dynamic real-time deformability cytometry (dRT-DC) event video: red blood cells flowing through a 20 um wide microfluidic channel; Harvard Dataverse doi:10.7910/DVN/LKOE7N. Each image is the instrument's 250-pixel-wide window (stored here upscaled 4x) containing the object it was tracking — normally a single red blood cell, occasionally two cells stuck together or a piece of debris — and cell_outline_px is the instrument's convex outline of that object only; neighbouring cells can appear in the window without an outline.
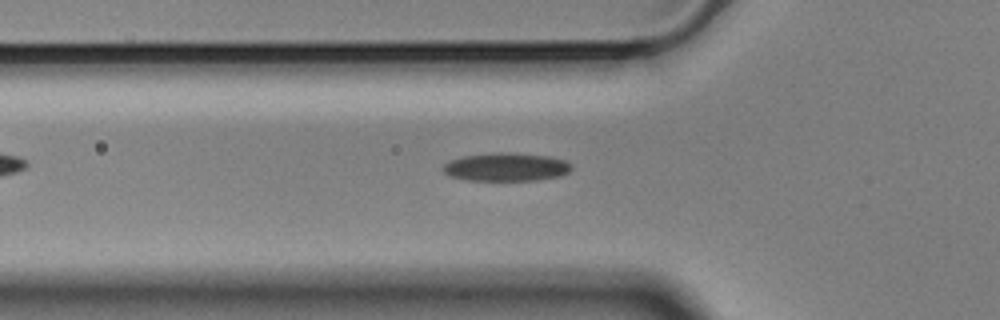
{"species": "Egyptian fruit bat (a non-hibernating species)", "species_latin": "Rousettus aegyptiacus", "temperature_condition": "cold", "stored_images_in_passage": 50, "camera_frame_rate_fps": 3000, "um_per_image_px": 0.085, "animal": {"sex": "male"}, "frame": {"image": 1, "passage_image": 18, "time_ms": 5.667, "image_size_px": [1000, 320], "cell_outline_px": [[572, 168], [568, 172], [560, 176], [536, 180], [468, 180], [448, 176], [440, 168], [444, 164], [452, 160], [464, 156], [500, 152], [548, 156], [564, 160], [572, 164]], "centroid_in_image_um": [43.01, 14.2], "position_along_channel_um": 82.8, "area_um2": 20.98}}
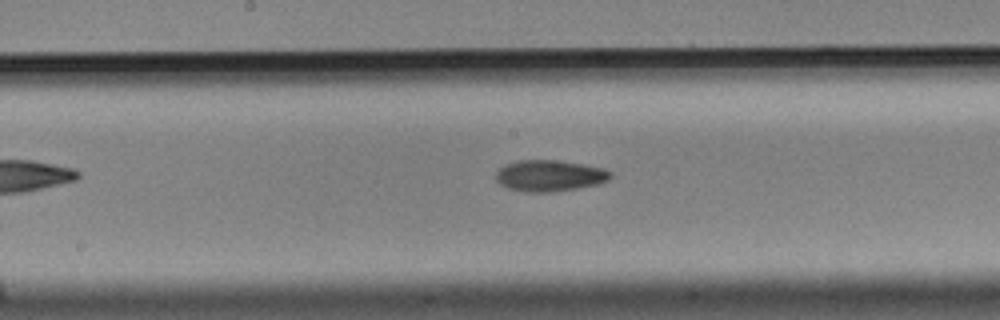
{"frame": {"image": 2, "passage_image": 28, "time_ms": 9.0, "image_size_px": [1000, 320], "cell_outline_px": [[612, 176], [608, 180], [600, 184], [576, 188], [548, 192], [524, 192], [508, 188], [500, 184], [496, 180], [496, 172], [504, 164], [516, 160], [556, 160], [584, 164], [604, 168], [612, 172]], "centroid_in_image_um": [46.72, 14.92], "position_along_channel_um": 201.5, "area_um2": 21.04}}
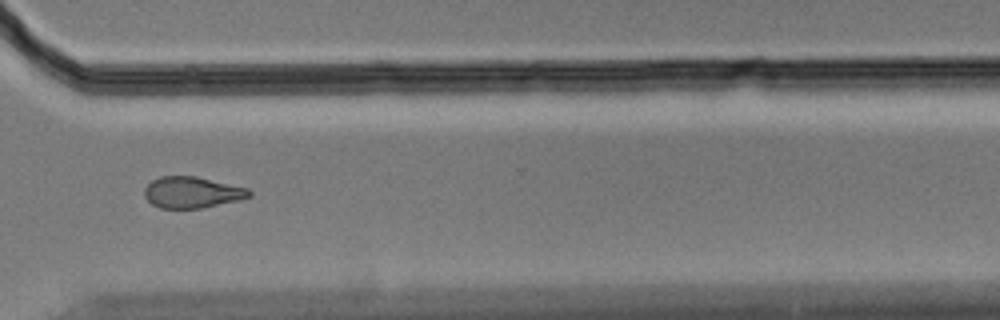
{"frame": {"image": 3, "passage_image": 41, "time_ms": 13.333, "image_size_px": [1000, 320], "cell_outline_px": [[252, 196], [240, 200], [200, 208], [160, 208], [152, 204], [144, 196], [144, 188], [152, 180], [160, 176], [196, 176], [248, 188], [252, 192]], "centroid_in_image_um": [16.33, 16.35], "position_along_channel_um": 354.3, "area_um2": 19.13}}